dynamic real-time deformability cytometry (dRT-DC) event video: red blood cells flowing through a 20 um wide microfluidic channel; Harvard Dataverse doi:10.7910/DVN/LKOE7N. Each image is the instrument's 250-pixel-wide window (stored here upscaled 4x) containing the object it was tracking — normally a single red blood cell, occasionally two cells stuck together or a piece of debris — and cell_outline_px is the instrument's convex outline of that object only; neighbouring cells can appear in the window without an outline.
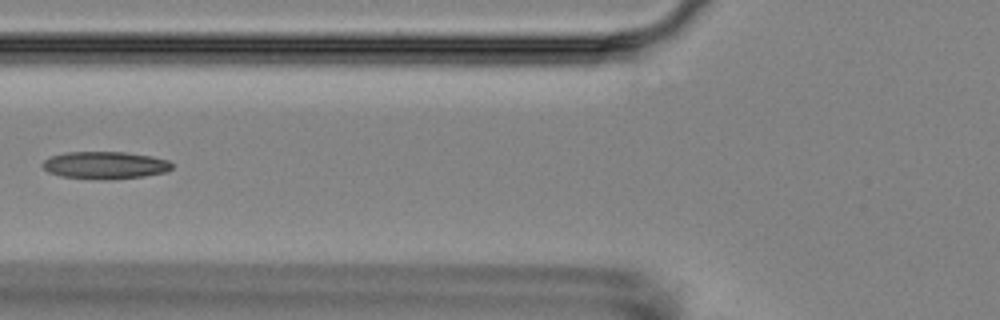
{"species": "Egyptian fruit bat (a non-hibernating species)", "species_latin": "Rousettus aegyptiacus", "temperature_condition": "room temperature", "stored_images_in_passage": 9, "camera_frame_rate_fps": 3000, "um_per_image_px": 0.085, "animal": {"sex": "female"}, "frame": {"image": 1, "passage_image": 6, "time_ms": 6.0, "image_size_px": [1000, 320], "cell_outline_px": [[172, 168], [168, 172], [144, 176], [108, 180], [60, 176], [48, 172], [44, 168], [44, 160], [52, 156], [64, 152], [124, 152], [152, 156], [168, 160], [172, 164]], "centroid_in_image_um": [8.97, 14.04], "position_along_channel_um": 116.8, "area_um2": 20.63}}
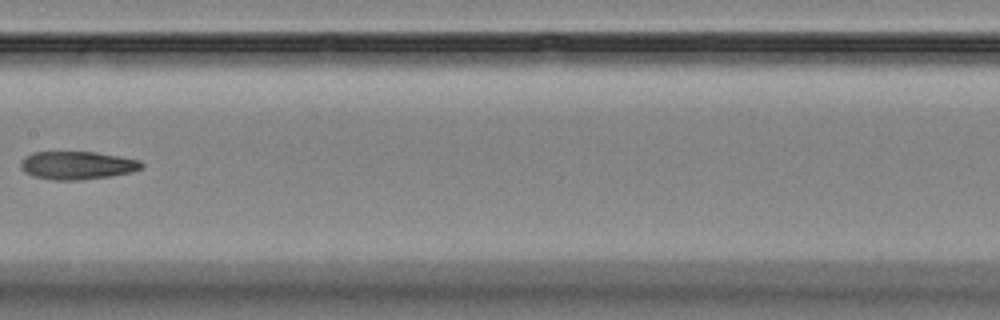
{"frame": {"image": 2, "passage_image": 8, "time_ms": 8.333, "image_size_px": [1000, 320], "cell_outline_px": [[144, 164], [140, 168], [132, 172], [108, 176], [76, 180], [52, 180], [32, 176], [24, 172], [20, 168], [20, 160], [36, 152], [96, 152], [120, 156], [140, 160]], "centroid_in_image_um": [6.54, 14.05], "position_along_channel_um": 200.9, "area_um2": 19.71}}
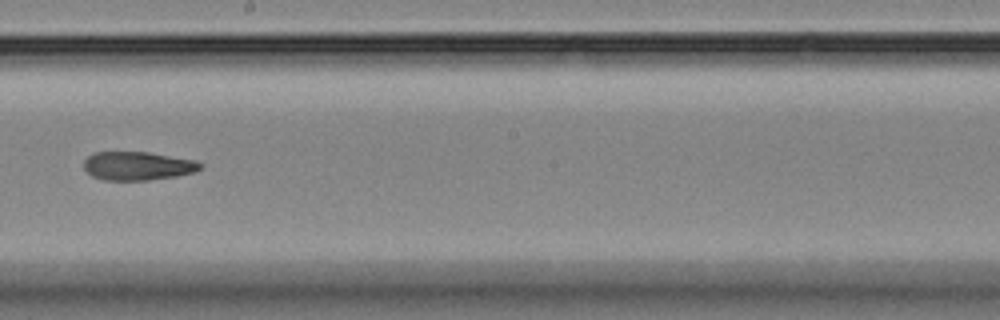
{"frame": {"image": 3, "passage_image": 9, "time_ms": 9.333, "image_size_px": [1000, 320], "cell_outline_px": [[204, 164], [196, 172], [176, 176], [148, 180], [104, 180], [92, 176], [84, 168], [84, 160], [88, 156], [96, 152], [148, 152], [196, 160]], "centroid_in_image_um": [11.73, 14.1], "position_along_channel_um": 236.5, "area_um2": 19.42}}